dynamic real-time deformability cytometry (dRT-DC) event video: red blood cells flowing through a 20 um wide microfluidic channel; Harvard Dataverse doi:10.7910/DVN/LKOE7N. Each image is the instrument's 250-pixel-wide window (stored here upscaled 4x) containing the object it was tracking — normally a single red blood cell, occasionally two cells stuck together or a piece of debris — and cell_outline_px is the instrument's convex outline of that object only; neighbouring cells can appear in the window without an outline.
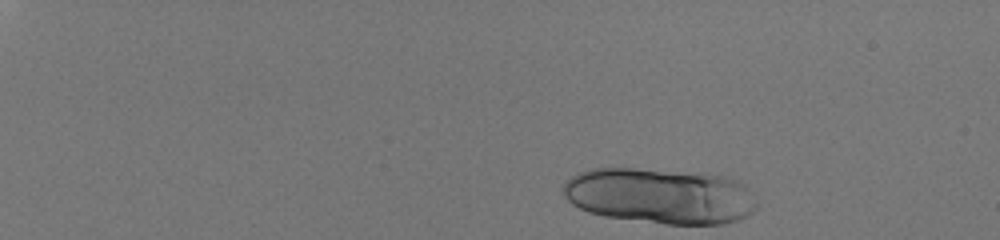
{"species": "human", "species_latin": "Homo sapiens", "temperature_condition": "room temperature", "stored_images_in_passage": 16, "camera_frame_rate_fps": 3000, "um_per_image_px": 0.085, "donor": {"sex": "male"}, "frame": {"image": 1, "passage_image": 1, "time_ms": 0.0, "image_size_px": [1000, 240], "cell_outline_px": [[756, 208], [752, 212], [736, 220], [724, 224], [668, 224], [604, 216], [588, 212], [572, 204], [564, 196], [564, 184], [572, 176], [580, 172], [592, 168], [632, 168], [700, 172], [724, 176], [736, 180], [744, 184], [756, 204]], "centroid_in_image_um": [56.09, 16.64], "position_along_channel_um": 28.9, "area_um2": 62.77}}